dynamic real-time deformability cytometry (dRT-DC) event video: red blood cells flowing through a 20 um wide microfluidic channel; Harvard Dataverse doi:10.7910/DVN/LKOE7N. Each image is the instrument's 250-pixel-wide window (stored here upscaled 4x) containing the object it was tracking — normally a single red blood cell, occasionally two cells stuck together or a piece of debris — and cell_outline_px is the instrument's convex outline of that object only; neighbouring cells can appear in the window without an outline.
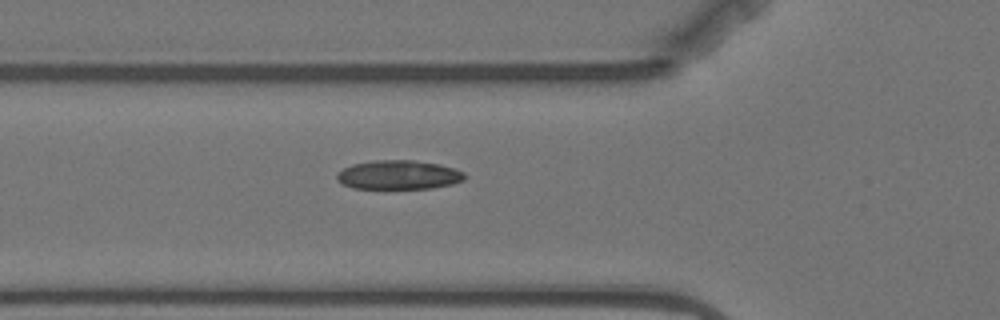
{"species": "Egyptian fruit bat (a non-hibernating species)", "species_latin": "Rousettus aegyptiacus", "temperature_condition": "warm", "stored_images_in_passage": 4, "camera_frame_rate_fps": 3000, "um_per_image_px": 0.085, "animal": {"sex": "female"}, "frame": {"image": 1, "passage_image": 4, "time_ms": 5.0, "image_size_px": [1000, 320], "cell_outline_px": [[464, 180], [452, 184], [432, 188], [352, 188], [336, 180], [336, 172], [352, 164], [372, 160], [416, 160], [440, 164], [464, 172]], "centroid_in_image_um": [33.85, 14.85], "position_along_channel_um": 91.9, "area_um2": 21.68}}